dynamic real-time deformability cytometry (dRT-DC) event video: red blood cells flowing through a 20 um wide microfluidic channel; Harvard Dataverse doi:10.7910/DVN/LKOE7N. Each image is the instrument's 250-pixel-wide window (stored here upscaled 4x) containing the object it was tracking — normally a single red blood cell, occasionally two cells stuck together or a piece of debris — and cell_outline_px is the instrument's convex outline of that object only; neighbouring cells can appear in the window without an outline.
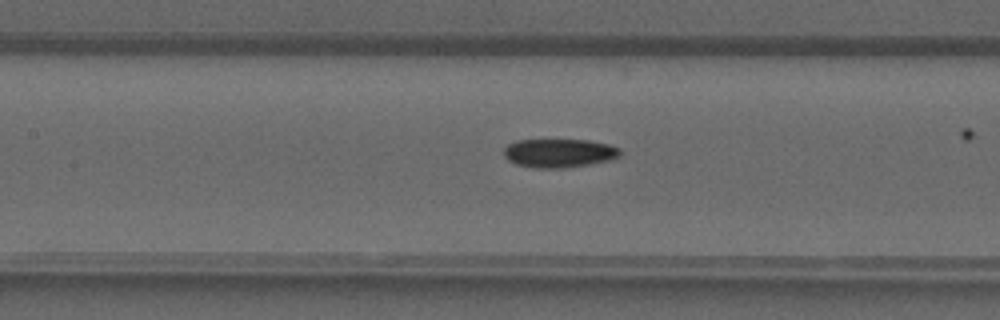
{"species": "common noctule bat (a hibernating species)", "species_latin": "Nyctalus noctula", "temperature_condition": "warm", "stored_images_in_passage": 21, "camera_frame_rate_fps": 3000, "um_per_image_px": 0.085, "animal": {"sex": "male", "forearm_length_mm": 52.5}, "frame": {"image": 1, "passage_image": 8, "time_ms": 2.333, "image_size_px": [1000, 320], "cell_outline_px": [[620, 156], [612, 160], [564, 168], [536, 168], [516, 164], [508, 160], [504, 156], [504, 148], [508, 144], [516, 140], [588, 140], [608, 144], [620, 148]], "centroid_in_image_um": [47.52, 13.01], "position_along_channel_um": 159.9, "area_um2": 19.48}}
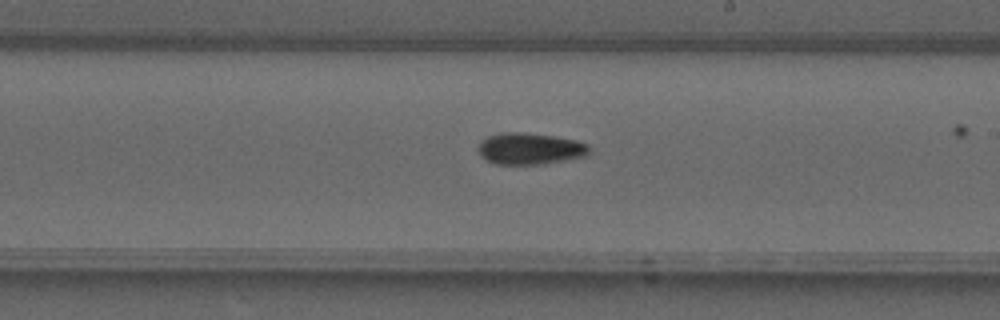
{"frame": {"image": 2, "passage_image": 13, "time_ms": 4.0, "image_size_px": [1000, 320], "cell_outline_px": [[588, 156], [540, 164], [496, 164], [480, 156], [476, 148], [480, 140], [488, 136], [500, 132], [524, 132], [552, 136], [576, 140], [588, 144]], "centroid_in_image_um": [44.99, 12.63], "position_along_channel_um": 244.0, "area_um2": 20.52}}
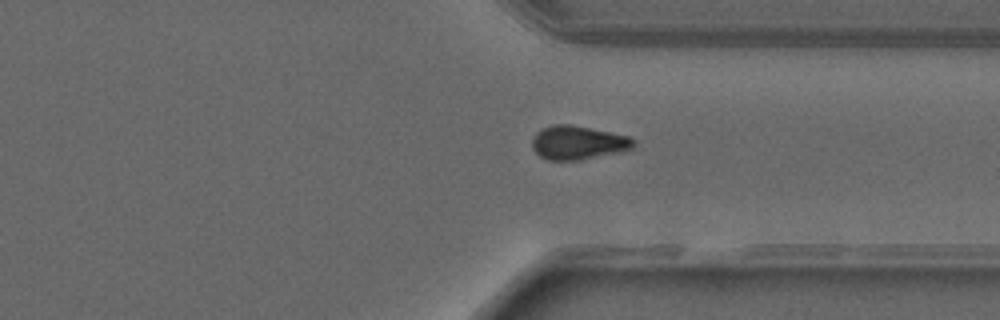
{"frame": {"image": 3, "passage_image": 20, "time_ms": 6.333, "image_size_px": [1000, 320], "cell_outline_px": [[636, 144], [632, 148], [616, 152], [580, 160], [548, 160], [540, 156], [532, 148], [532, 136], [536, 132], [552, 124], [572, 124], [628, 136], [636, 140]], "centroid_in_image_um": [49.1, 12.11], "position_along_channel_um": 362.3, "area_um2": 19.88}}